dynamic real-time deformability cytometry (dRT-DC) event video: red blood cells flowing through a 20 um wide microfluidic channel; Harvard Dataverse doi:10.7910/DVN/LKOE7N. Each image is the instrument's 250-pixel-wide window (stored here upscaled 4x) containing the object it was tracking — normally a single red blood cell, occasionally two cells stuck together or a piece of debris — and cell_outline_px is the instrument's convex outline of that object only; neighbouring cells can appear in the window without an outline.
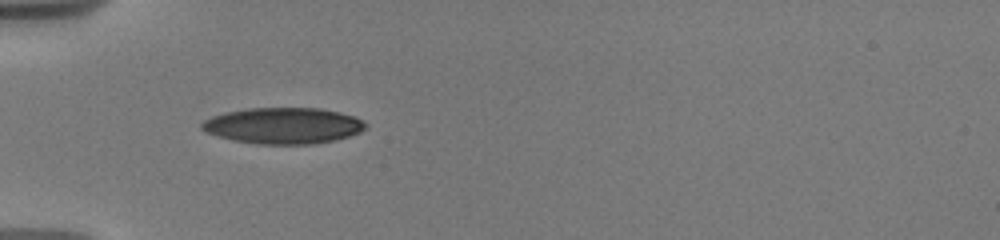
{"species": "human", "species_latin": "Homo sapiens", "temperature_condition": "warm", "stored_images_in_passage": 3, "camera_frame_rate_fps": 3000, "um_per_image_px": 0.085, "donor": {"sex": "male"}, "frame": {"image": 1, "passage_image": 2, "time_ms": 1.0, "image_size_px": [1000, 240], "cell_outline_px": [[368, 124], [360, 132], [336, 140], [312, 144], [260, 144], [236, 140], [220, 136], [208, 132], [200, 128], [200, 124], [204, 120], [212, 116], [228, 112], [248, 108], [320, 108], [340, 112], [352, 116]], "centroid_in_image_um": [24.09, 10.68], "position_along_channel_um": 60.9, "area_um2": 34.16}}